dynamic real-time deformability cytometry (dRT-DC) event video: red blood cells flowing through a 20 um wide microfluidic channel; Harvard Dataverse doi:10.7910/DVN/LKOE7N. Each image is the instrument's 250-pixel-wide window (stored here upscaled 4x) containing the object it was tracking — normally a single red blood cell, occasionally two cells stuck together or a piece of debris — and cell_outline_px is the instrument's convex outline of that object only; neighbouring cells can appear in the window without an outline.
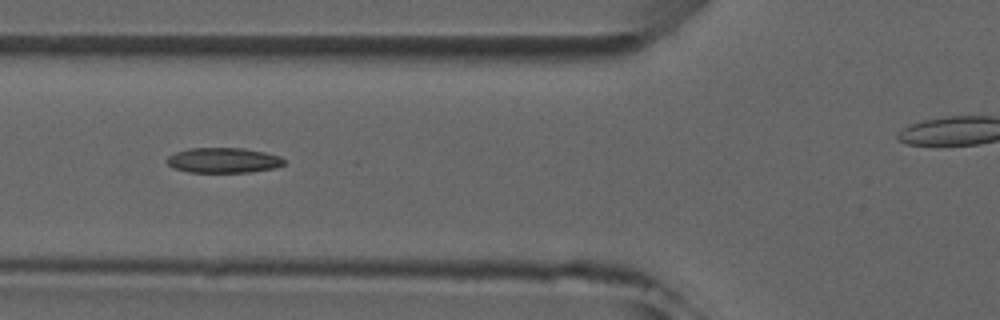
{"species": "common noctule bat (a hibernating species)", "species_latin": "Nyctalus noctula", "temperature_condition": "room temperature", "stored_images_in_passage": 7, "camera_frame_rate_fps": 3000, "um_per_image_px": 0.085, "animal": {"sex": "male", "forearm_length_mm": 52.5}, "frame": {"image": 1, "passage_image": 6, "time_ms": 5.667, "image_size_px": [1000, 320], "cell_outline_px": [[284, 164], [276, 168], [252, 172], [188, 172], [172, 168], [164, 160], [168, 156], [176, 152], [188, 148], [244, 148], [264, 152], [280, 156], [284, 160]], "centroid_in_image_um": [18.96, 13.63], "position_along_channel_um": 106.8, "area_um2": 17.34}}
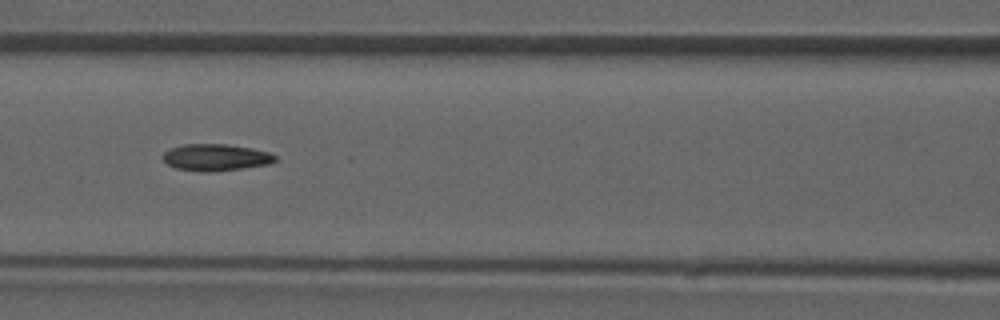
{"frame": {"image": 2, "passage_image": 7, "time_ms": 6.667, "image_size_px": [1000, 320], "cell_outline_px": [[276, 160], [268, 164], [240, 168], [208, 172], [200, 172], [176, 168], [168, 164], [160, 156], [164, 152], [172, 148], [184, 144], [224, 144], [252, 148], [268, 152], [276, 156]], "centroid_in_image_um": [18.3, 13.37], "position_along_channel_um": 148.3, "area_um2": 17.34}}